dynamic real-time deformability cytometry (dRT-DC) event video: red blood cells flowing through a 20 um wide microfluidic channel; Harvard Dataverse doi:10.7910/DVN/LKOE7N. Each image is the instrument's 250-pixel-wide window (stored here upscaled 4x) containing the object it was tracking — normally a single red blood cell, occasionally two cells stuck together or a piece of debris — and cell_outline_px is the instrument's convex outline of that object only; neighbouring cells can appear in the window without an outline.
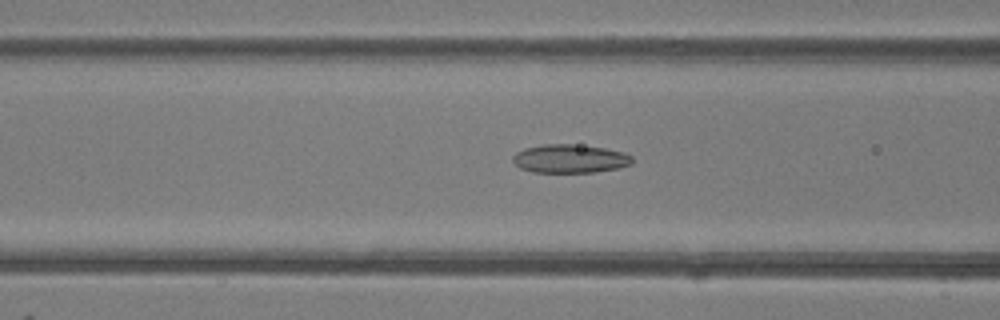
{"species": "common noctule bat (a hibernating species)", "species_latin": "Nyctalus noctula", "temperature_condition": "room temperature", "stored_images_in_passage": 49, "camera_frame_rate_fps": 3000, "um_per_image_px": 0.085, "animal": {"sex": "female"}, "frame": {"image": 1, "passage_image": 20, "time_ms": 6.333, "image_size_px": [1000, 320], "cell_outline_px": [[632, 164], [620, 168], [596, 172], [532, 172], [520, 168], [512, 160], [512, 156], [516, 152], [524, 148], [544, 144], [572, 144], [604, 148], [624, 152], [632, 156]], "centroid_in_image_um": [48.45, 13.49], "position_along_channel_um": 118.2, "area_um2": 19.94}}
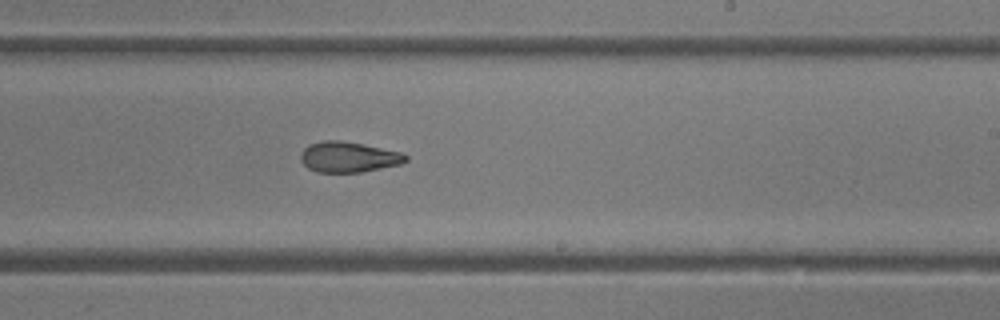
{"frame": {"image": 2, "passage_image": 30, "time_ms": 9.667, "image_size_px": [1000, 320], "cell_outline_px": [[408, 160], [400, 164], [360, 172], [316, 172], [308, 168], [300, 160], [300, 152], [308, 144], [324, 140], [340, 140], [364, 144], [400, 152], [408, 156]], "centroid_in_image_um": [29.58, 13.34], "position_along_channel_um": 259.4, "area_um2": 18.73}}
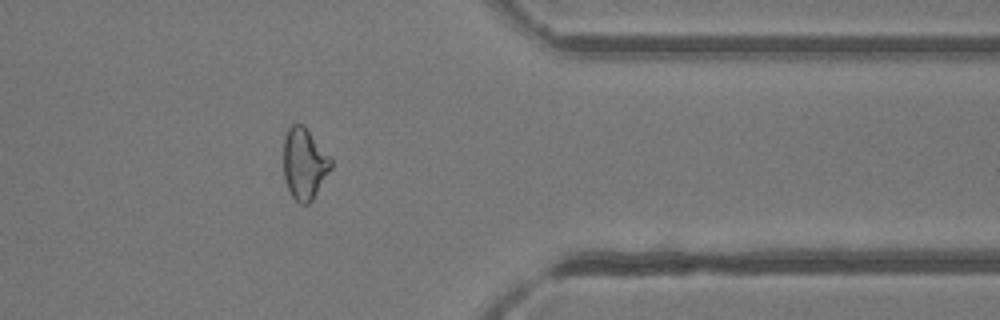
{"frame": {"image": 3, "passage_image": 40, "time_ms": 13.0, "image_size_px": [1000, 320], "cell_outline_px": [[332, 168], [312, 200], [308, 204], [300, 204], [292, 196], [284, 180], [284, 136], [288, 128], [292, 124], [300, 124], [308, 132], [332, 160]], "centroid_in_image_um": [25.85, 13.96], "position_along_channel_um": 385.5, "area_um2": 19.31}, "authors_computed_cell_mechanics": {"area_um2": 20.2878, "velocity_mm_per_s": 4.2345, "shape_relaxation_time_tau1_ms": null, "shape_relaxation_time_tau2_ms": 2.5823, "deformation_change_tau1": null, "deformation_change_tau2": 0.0908}}